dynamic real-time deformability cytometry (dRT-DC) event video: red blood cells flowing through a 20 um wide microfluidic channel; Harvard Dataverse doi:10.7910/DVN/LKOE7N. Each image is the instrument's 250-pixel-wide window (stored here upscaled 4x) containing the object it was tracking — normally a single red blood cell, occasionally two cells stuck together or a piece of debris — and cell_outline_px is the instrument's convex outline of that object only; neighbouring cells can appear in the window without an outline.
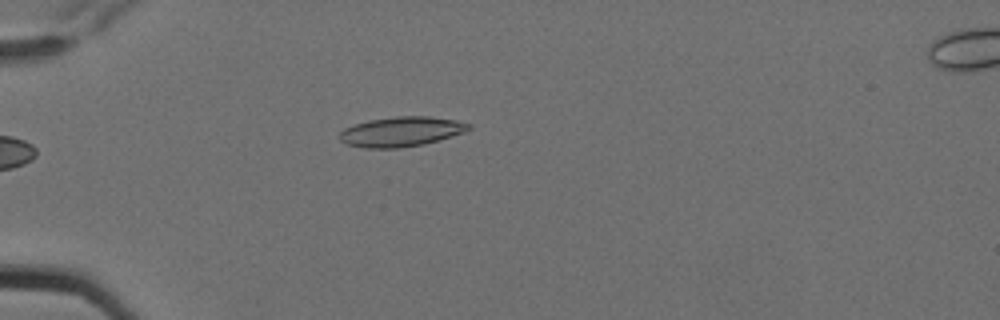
{"species": "Egyptian fruit bat (a non-hibernating species)", "species_latin": "Rousettus aegyptiacus", "temperature_condition": "cold", "stored_images_in_passage": 5, "camera_frame_rate_fps": 3000, "um_per_image_px": 0.085, "animal": {"sex": "female"}, "frame": {"image": 1, "passage_image": 5, "time_ms": 1.333, "image_size_px": [1000, 320], "cell_outline_px": [[472, 128], [464, 132], [424, 144], [400, 148], [364, 148], [348, 144], [340, 140], [340, 132], [344, 128], [368, 120], [396, 116], [428, 116], [456, 120], [472, 124]], "centroid_in_image_um": [34.12, 11.18], "position_along_channel_um": 50.9, "area_um2": 22.37}}